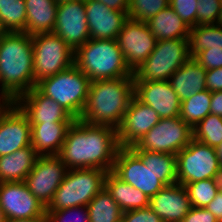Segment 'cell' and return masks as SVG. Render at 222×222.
<instances>
[{
  "instance_id": "obj_46",
  "label": "cell",
  "mask_w": 222,
  "mask_h": 222,
  "mask_svg": "<svg viewBox=\"0 0 222 222\" xmlns=\"http://www.w3.org/2000/svg\"><path fill=\"white\" fill-rule=\"evenodd\" d=\"M6 222H46L45 217L27 219H7Z\"/></svg>"
},
{
  "instance_id": "obj_27",
  "label": "cell",
  "mask_w": 222,
  "mask_h": 222,
  "mask_svg": "<svg viewBox=\"0 0 222 222\" xmlns=\"http://www.w3.org/2000/svg\"><path fill=\"white\" fill-rule=\"evenodd\" d=\"M146 23L157 41L188 39L191 29L170 6L162 9Z\"/></svg>"
},
{
  "instance_id": "obj_47",
  "label": "cell",
  "mask_w": 222,
  "mask_h": 222,
  "mask_svg": "<svg viewBox=\"0 0 222 222\" xmlns=\"http://www.w3.org/2000/svg\"><path fill=\"white\" fill-rule=\"evenodd\" d=\"M215 149H216V154L219 158V162L222 168V142Z\"/></svg>"
},
{
  "instance_id": "obj_34",
  "label": "cell",
  "mask_w": 222,
  "mask_h": 222,
  "mask_svg": "<svg viewBox=\"0 0 222 222\" xmlns=\"http://www.w3.org/2000/svg\"><path fill=\"white\" fill-rule=\"evenodd\" d=\"M192 207L205 208L220 190L219 179H203L184 185Z\"/></svg>"
},
{
  "instance_id": "obj_43",
  "label": "cell",
  "mask_w": 222,
  "mask_h": 222,
  "mask_svg": "<svg viewBox=\"0 0 222 222\" xmlns=\"http://www.w3.org/2000/svg\"><path fill=\"white\" fill-rule=\"evenodd\" d=\"M208 211H210L218 220V222H222V191L216 194L215 198L205 207Z\"/></svg>"
},
{
  "instance_id": "obj_40",
  "label": "cell",
  "mask_w": 222,
  "mask_h": 222,
  "mask_svg": "<svg viewBox=\"0 0 222 222\" xmlns=\"http://www.w3.org/2000/svg\"><path fill=\"white\" fill-rule=\"evenodd\" d=\"M122 222H164L149 207L123 212Z\"/></svg>"
},
{
  "instance_id": "obj_10",
  "label": "cell",
  "mask_w": 222,
  "mask_h": 222,
  "mask_svg": "<svg viewBox=\"0 0 222 222\" xmlns=\"http://www.w3.org/2000/svg\"><path fill=\"white\" fill-rule=\"evenodd\" d=\"M192 139V128L180 117H172L160 119L135 146L139 150L176 155Z\"/></svg>"
},
{
  "instance_id": "obj_6",
  "label": "cell",
  "mask_w": 222,
  "mask_h": 222,
  "mask_svg": "<svg viewBox=\"0 0 222 222\" xmlns=\"http://www.w3.org/2000/svg\"><path fill=\"white\" fill-rule=\"evenodd\" d=\"M107 171L97 168L69 169L46 211L87 206L104 188Z\"/></svg>"
},
{
  "instance_id": "obj_32",
  "label": "cell",
  "mask_w": 222,
  "mask_h": 222,
  "mask_svg": "<svg viewBox=\"0 0 222 222\" xmlns=\"http://www.w3.org/2000/svg\"><path fill=\"white\" fill-rule=\"evenodd\" d=\"M25 0H0V20L8 32H23L26 25Z\"/></svg>"
},
{
  "instance_id": "obj_29",
  "label": "cell",
  "mask_w": 222,
  "mask_h": 222,
  "mask_svg": "<svg viewBox=\"0 0 222 222\" xmlns=\"http://www.w3.org/2000/svg\"><path fill=\"white\" fill-rule=\"evenodd\" d=\"M188 40L191 58L206 49H222V26L214 24L191 27Z\"/></svg>"
},
{
  "instance_id": "obj_4",
  "label": "cell",
  "mask_w": 222,
  "mask_h": 222,
  "mask_svg": "<svg viewBox=\"0 0 222 222\" xmlns=\"http://www.w3.org/2000/svg\"><path fill=\"white\" fill-rule=\"evenodd\" d=\"M74 64L90 79L134 77L117 40L89 39L74 51Z\"/></svg>"
},
{
  "instance_id": "obj_15",
  "label": "cell",
  "mask_w": 222,
  "mask_h": 222,
  "mask_svg": "<svg viewBox=\"0 0 222 222\" xmlns=\"http://www.w3.org/2000/svg\"><path fill=\"white\" fill-rule=\"evenodd\" d=\"M112 172L149 198L165 186L130 148L118 149Z\"/></svg>"
},
{
  "instance_id": "obj_45",
  "label": "cell",
  "mask_w": 222,
  "mask_h": 222,
  "mask_svg": "<svg viewBox=\"0 0 222 222\" xmlns=\"http://www.w3.org/2000/svg\"><path fill=\"white\" fill-rule=\"evenodd\" d=\"M112 10L123 11L128 14L129 0H97Z\"/></svg>"
},
{
  "instance_id": "obj_21",
  "label": "cell",
  "mask_w": 222,
  "mask_h": 222,
  "mask_svg": "<svg viewBox=\"0 0 222 222\" xmlns=\"http://www.w3.org/2000/svg\"><path fill=\"white\" fill-rule=\"evenodd\" d=\"M149 208L164 222H182L192 205L184 185L175 183L164 186L149 201Z\"/></svg>"
},
{
  "instance_id": "obj_1",
  "label": "cell",
  "mask_w": 222,
  "mask_h": 222,
  "mask_svg": "<svg viewBox=\"0 0 222 222\" xmlns=\"http://www.w3.org/2000/svg\"><path fill=\"white\" fill-rule=\"evenodd\" d=\"M117 130L74 120L57 155L67 169L97 168L112 171L119 149Z\"/></svg>"
},
{
  "instance_id": "obj_5",
  "label": "cell",
  "mask_w": 222,
  "mask_h": 222,
  "mask_svg": "<svg viewBox=\"0 0 222 222\" xmlns=\"http://www.w3.org/2000/svg\"><path fill=\"white\" fill-rule=\"evenodd\" d=\"M90 79L75 65L42 79L36 88L55 100L75 120L79 119L89 93Z\"/></svg>"
},
{
  "instance_id": "obj_51",
  "label": "cell",
  "mask_w": 222,
  "mask_h": 222,
  "mask_svg": "<svg viewBox=\"0 0 222 222\" xmlns=\"http://www.w3.org/2000/svg\"><path fill=\"white\" fill-rule=\"evenodd\" d=\"M219 182H220V190L222 191V174H221V176L219 177Z\"/></svg>"
},
{
  "instance_id": "obj_37",
  "label": "cell",
  "mask_w": 222,
  "mask_h": 222,
  "mask_svg": "<svg viewBox=\"0 0 222 222\" xmlns=\"http://www.w3.org/2000/svg\"><path fill=\"white\" fill-rule=\"evenodd\" d=\"M222 0H198L197 25H214L218 23Z\"/></svg>"
},
{
  "instance_id": "obj_26",
  "label": "cell",
  "mask_w": 222,
  "mask_h": 222,
  "mask_svg": "<svg viewBox=\"0 0 222 222\" xmlns=\"http://www.w3.org/2000/svg\"><path fill=\"white\" fill-rule=\"evenodd\" d=\"M104 188L123 212L149 207L150 198L146 194L122 181L112 171L106 174Z\"/></svg>"
},
{
  "instance_id": "obj_3",
  "label": "cell",
  "mask_w": 222,
  "mask_h": 222,
  "mask_svg": "<svg viewBox=\"0 0 222 222\" xmlns=\"http://www.w3.org/2000/svg\"><path fill=\"white\" fill-rule=\"evenodd\" d=\"M133 96L134 77L94 80L78 120L117 130Z\"/></svg>"
},
{
  "instance_id": "obj_2",
  "label": "cell",
  "mask_w": 222,
  "mask_h": 222,
  "mask_svg": "<svg viewBox=\"0 0 222 222\" xmlns=\"http://www.w3.org/2000/svg\"><path fill=\"white\" fill-rule=\"evenodd\" d=\"M36 85L31 35L8 32L0 39V96L14 102Z\"/></svg>"
},
{
  "instance_id": "obj_42",
  "label": "cell",
  "mask_w": 222,
  "mask_h": 222,
  "mask_svg": "<svg viewBox=\"0 0 222 222\" xmlns=\"http://www.w3.org/2000/svg\"><path fill=\"white\" fill-rule=\"evenodd\" d=\"M206 90L210 92L222 91V67L207 70Z\"/></svg>"
},
{
  "instance_id": "obj_22",
  "label": "cell",
  "mask_w": 222,
  "mask_h": 222,
  "mask_svg": "<svg viewBox=\"0 0 222 222\" xmlns=\"http://www.w3.org/2000/svg\"><path fill=\"white\" fill-rule=\"evenodd\" d=\"M206 72L194 58H190L168 80L180 101L206 90Z\"/></svg>"
},
{
  "instance_id": "obj_19",
  "label": "cell",
  "mask_w": 222,
  "mask_h": 222,
  "mask_svg": "<svg viewBox=\"0 0 222 222\" xmlns=\"http://www.w3.org/2000/svg\"><path fill=\"white\" fill-rule=\"evenodd\" d=\"M27 115L30 123H72L75 119L55 100L42 94L36 87L14 101Z\"/></svg>"
},
{
  "instance_id": "obj_12",
  "label": "cell",
  "mask_w": 222,
  "mask_h": 222,
  "mask_svg": "<svg viewBox=\"0 0 222 222\" xmlns=\"http://www.w3.org/2000/svg\"><path fill=\"white\" fill-rule=\"evenodd\" d=\"M116 40L132 72L148 58L157 43L146 22L130 18L124 22Z\"/></svg>"
},
{
  "instance_id": "obj_25",
  "label": "cell",
  "mask_w": 222,
  "mask_h": 222,
  "mask_svg": "<svg viewBox=\"0 0 222 222\" xmlns=\"http://www.w3.org/2000/svg\"><path fill=\"white\" fill-rule=\"evenodd\" d=\"M38 154L31 145L0 157V183L24 182L32 171Z\"/></svg>"
},
{
  "instance_id": "obj_30",
  "label": "cell",
  "mask_w": 222,
  "mask_h": 222,
  "mask_svg": "<svg viewBox=\"0 0 222 222\" xmlns=\"http://www.w3.org/2000/svg\"><path fill=\"white\" fill-rule=\"evenodd\" d=\"M89 222H121L123 210L103 188L87 205Z\"/></svg>"
},
{
  "instance_id": "obj_20",
  "label": "cell",
  "mask_w": 222,
  "mask_h": 222,
  "mask_svg": "<svg viewBox=\"0 0 222 222\" xmlns=\"http://www.w3.org/2000/svg\"><path fill=\"white\" fill-rule=\"evenodd\" d=\"M90 39L116 40L128 14L112 10L97 0H85Z\"/></svg>"
},
{
  "instance_id": "obj_33",
  "label": "cell",
  "mask_w": 222,
  "mask_h": 222,
  "mask_svg": "<svg viewBox=\"0 0 222 222\" xmlns=\"http://www.w3.org/2000/svg\"><path fill=\"white\" fill-rule=\"evenodd\" d=\"M193 130V139L216 148L222 142V117L208 114Z\"/></svg>"
},
{
  "instance_id": "obj_16",
  "label": "cell",
  "mask_w": 222,
  "mask_h": 222,
  "mask_svg": "<svg viewBox=\"0 0 222 222\" xmlns=\"http://www.w3.org/2000/svg\"><path fill=\"white\" fill-rule=\"evenodd\" d=\"M0 207L7 219L46 216V207L29 191L24 182L0 183Z\"/></svg>"
},
{
  "instance_id": "obj_41",
  "label": "cell",
  "mask_w": 222,
  "mask_h": 222,
  "mask_svg": "<svg viewBox=\"0 0 222 222\" xmlns=\"http://www.w3.org/2000/svg\"><path fill=\"white\" fill-rule=\"evenodd\" d=\"M182 222H218V220L207 209L192 207Z\"/></svg>"
},
{
  "instance_id": "obj_48",
  "label": "cell",
  "mask_w": 222,
  "mask_h": 222,
  "mask_svg": "<svg viewBox=\"0 0 222 222\" xmlns=\"http://www.w3.org/2000/svg\"><path fill=\"white\" fill-rule=\"evenodd\" d=\"M8 33L7 29L4 27L2 21L0 20V39Z\"/></svg>"
},
{
  "instance_id": "obj_8",
  "label": "cell",
  "mask_w": 222,
  "mask_h": 222,
  "mask_svg": "<svg viewBox=\"0 0 222 222\" xmlns=\"http://www.w3.org/2000/svg\"><path fill=\"white\" fill-rule=\"evenodd\" d=\"M35 83L56 75L74 64V51L54 33L31 36Z\"/></svg>"
},
{
  "instance_id": "obj_50",
  "label": "cell",
  "mask_w": 222,
  "mask_h": 222,
  "mask_svg": "<svg viewBox=\"0 0 222 222\" xmlns=\"http://www.w3.org/2000/svg\"><path fill=\"white\" fill-rule=\"evenodd\" d=\"M217 24L222 26V7H221L220 17H219V20H218Z\"/></svg>"
},
{
  "instance_id": "obj_13",
  "label": "cell",
  "mask_w": 222,
  "mask_h": 222,
  "mask_svg": "<svg viewBox=\"0 0 222 222\" xmlns=\"http://www.w3.org/2000/svg\"><path fill=\"white\" fill-rule=\"evenodd\" d=\"M31 125L15 102L0 105V157L31 145Z\"/></svg>"
},
{
  "instance_id": "obj_38",
  "label": "cell",
  "mask_w": 222,
  "mask_h": 222,
  "mask_svg": "<svg viewBox=\"0 0 222 222\" xmlns=\"http://www.w3.org/2000/svg\"><path fill=\"white\" fill-rule=\"evenodd\" d=\"M198 0H169V6L191 28L197 26Z\"/></svg>"
},
{
  "instance_id": "obj_39",
  "label": "cell",
  "mask_w": 222,
  "mask_h": 222,
  "mask_svg": "<svg viewBox=\"0 0 222 222\" xmlns=\"http://www.w3.org/2000/svg\"><path fill=\"white\" fill-rule=\"evenodd\" d=\"M194 59L206 70L222 67V49H206L199 52Z\"/></svg>"
},
{
  "instance_id": "obj_9",
  "label": "cell",
  "mask_w": 222,
  "mask_h": 222,
  "mask_svg": "<svg viewBox=\"0 0 222 222\" xmlns=\"http://www.w3.org/2000/svg\"><path fill=\"white\" fill-rule=\"evenodd\" d=\"M177 183L185 185L203 179H219L222 168L216 149L195 139L176 154Z\"/></svg>"
},
{
  "instance_id": "obj_53",
  "label": "cell",
  "mask_w": 222,
  "mask_h": 222,
  "mask_svg": "<svg viewBox=\"0 0 222 222\" xmlns=\"http://www.w3.org/2000/svg\"><path fill=\"white\" fill-rule=\"evenodd\" d=\"M6 101L0 96V105L5 103Z\"/></svg>"
},
{
  "instance_id": "obj_24",
  "label": "cell",
  "mask_w": 222,
  "mask_h": 222,
  "mask_svg": "<svg viewBox=\"0 0 222 222\" xmlns=\"http://www.w3.org/2000/svg\"><path fill=\"white\" fill-rule=\"evenodd\" d=\"M24 33L34 36L52 33L56 23L58 3L55 0H25Z\"/></svg>"
},
{
  "instance_id": "obj_7",
  "label": "cell",
  "mask_w": 222,
  "mask_h": 222,
  "mask_svg": "<svg viewBox=\"0 0 222 222\" xmlns=\"http://www.w3.org/2000/svg\"><path fill=\"white\" fill-rule=\"evenodd\" d=\"M191 58L188 39L157 41L148 58L133 72L134 81H166Z\"/></svg>"
},
{
  "instance_id": "obj_28",
  "label": "cell",
  "mask_w": 222,
  "mask_h": 222,
  "mask_svg": "<svg viewBox=\"0 0 222 222\" xmlns=\"http://www.w3.org/2000/svg\"><path fill=\"white\" fill-rule=\"evenodd\" d=\"M130 149L165 186L177 183L176 155L139 150L135 145L130 147Z\"/></svg>"
},
{
  "instance_id": "obj_44",
  "label": "cell",
  "mask_w": 222,
  "mask_h": 222,
  "mask_svg": "<svg viewBox=\"0 0 222 222\" xmlns=\"http://www.w3.org/2000/svg\"><path fill=\"white\" fill-rule=\"evenodd\" d=\"M210 113L222 117V91L212 92Z\"/></svg>"
},
{
  "instance_id": "obj_18",
  "label": "cell",
  "mask_w": 222,
  "mask_h": 222,
  "mask_svg": "<svg viewBox=\"0 0 222 222\" xmlns=\"http://www.w3.org/2000/svg\"><path fill=\"white\" fill-rule=\"evenodd\" d=\"M134 96L157 112L160 119L180 117L181 101L166 81H134Z\"/></svg>"
},
{
  "instance_id": "obj_35",
  "label": "cell",
  "mask_w": 222,
  "mask_h": 222,
  "mask_svg": "<svg viewBox=\"0 0 222 222\" xmlns=\"http://www.w3.org/2000/svg\"><path fill=\"white\" fill-rule=\"evenodd\" d=\"M167 6L169 0H129L128 18L146 22Z\"/></svg>"
},
{
  "instance_id": "obj_31",
  "label": "cell",
  "mask_w": 222,
  "mask_h": 222,
  "mask_svg": "<svg viewBox=\"0 0 222 222\" xmlns=\"http://www.w3.org/2000/svg\"><path fill=\"white\" fill-rule=\"evenodd\" d=\"M212 92L205 90L181 101L180 118L191 128L210 114Z\"/></svg>"
},
{
  "instance_id": "obj_49",
  "label": "cell",
  "mask_w": 222,
  "mask_h": 222,
  "mask_svg": "<svg viewBox=\"0 0 222 222\" xmlns=\"http://www.w3.org/2000/svg\"><path fill=\"white\" fill-rule=\"evenodd\" d=\"M7 218L4 211L0 207V222H6Z\"/></svg>"
},
{
  "instance_id": "obj_36",
  "label": "cell",
  "mask_w": 222,
  "mask_h": 222,
  "mask_svg": "<svg viewBox=\"0 0 222 222\" xmlns=\"http://www.w3.org/2000/svg\"><path fill=\"white\" fill-rule=\"evenodd\" d=\"M45 219L46 222H89V212L87 206L46 211Z\"/></svg>"
},
{
  "instance_id": "obj_17",
  "label": "cell",
  "mask_w": 222,
  "mask_h": 222,
  "mask_svg": "<svg viewBox=\"0 0 222 222\" xmlns=\"http://www.w3.org/2000/svg\"><path fill=\"white\" fill-rule=\"evenodd\" d=\"M159 120L157 112L133 96L117 129L119 147L130 148L136 145Z\"/></svg>"
},
{
  "instance_id": "obj_11",
  "label": "cell",
  "mask_w": 222,
  "mask_h": 222,
  "mask_svg": "<svg viewBox=\"0 0 222 222\" xmlns=\"http://www.w3.org/2000/svg\"><path fill=\"white\" fill-rule=\"evenodd\" d=\"M67 170L66 165L57 155L38 156L24 183L29 191L47 207L63 182Z\"/></svg>"
},
{
  "instance_id": "obj_52",
  "label": "cell",
  "mask_w": 222,
  "mask_h": 222,
  "mask_svg": "<svg viewBox=\"0 0 222 222\" xmlns=\"http://www.w3.org/2000/svg\"><path fill=\"white\" fill-rule=\"evenodd\" d=\"M57 3L66 2V1H73V0H55Z\"/></svg>"
},
{
  "instance_id": "obj_23",
  "label": "cell",
  "mask_w": 222,
  "mask_h": 222,
  "mask_svg": "<svg viewBox=\"0 0 222 222\" xmlns=\"http://www.w3.org/2000/svg\"><path fill=\"white\" fill-rule=\"evenodd\" d=\"M72 123H30L31 146L39 156L58 155Z\"/></svg>"
},
{
  "instance_id": "obj_14",
  "label": "cell",
  "mask_w": 222,
  "mask_h": 222,
  "mask_svg": "<svg viewBox=\"0 0 222 222\" xmlns=\"http://www.w3.org/2000/svg\"><path fill=\"white\" fill-rule=\"evenodd\" d=\"M54 34L64 40L75 51L89 39L85 0L58 3Z\"/></svg>"
}]
</instances>
